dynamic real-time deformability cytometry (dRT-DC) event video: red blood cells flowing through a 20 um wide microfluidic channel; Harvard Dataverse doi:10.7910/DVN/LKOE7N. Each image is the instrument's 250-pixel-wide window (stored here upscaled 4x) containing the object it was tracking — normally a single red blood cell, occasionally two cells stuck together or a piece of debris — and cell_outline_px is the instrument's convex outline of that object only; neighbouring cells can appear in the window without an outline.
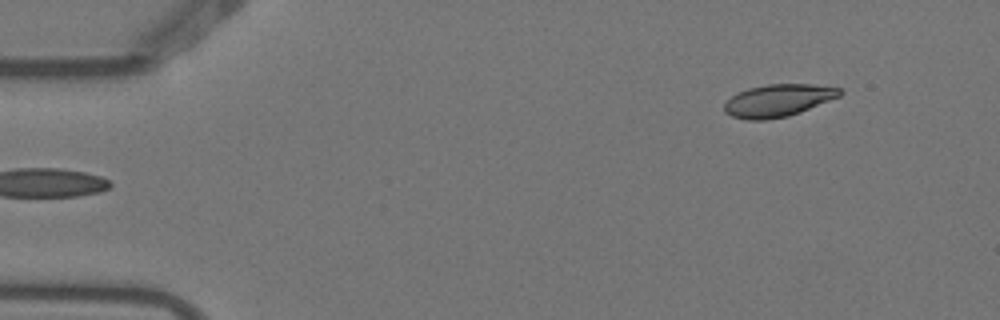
{"species": "Egyptian fruit bat (a non-hibernating species)", "species_latin": "Rousettus aegyptiacus", "temperature_condition": "warm", "stored_images_in_passage": 5, "segment_of_instrument_passage": [2, 2], "camera_frame_rate_fps": 3000, "um_per_image_px": 0.085, "animal": {"sex": "female"}, "frame": {"image": 1, "passage_image": 5, "time_ms": 1.333, "image_size_px": [1000, 320], "cell_outline_px": [[844, 92], [840, 96], [800, 112], [788, 116], [764, 120], [748, 120], [732, 116], [724, 112], [724, 104], [736, 92], [748, 88], [768, 84], [812, 84], [840, 88]], "centroid_in_image_um": [66.13, 8.53], "position_along_channel_um": 18.9, "area_um2": 21.79}}